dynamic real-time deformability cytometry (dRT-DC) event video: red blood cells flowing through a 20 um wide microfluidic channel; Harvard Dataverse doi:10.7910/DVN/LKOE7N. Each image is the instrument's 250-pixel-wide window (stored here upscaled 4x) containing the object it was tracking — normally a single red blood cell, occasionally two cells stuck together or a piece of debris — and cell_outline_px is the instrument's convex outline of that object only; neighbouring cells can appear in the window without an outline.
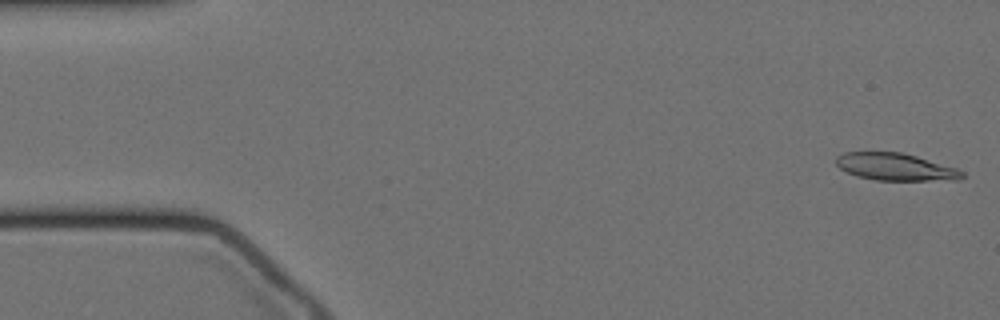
{"species": "Egyptian fruit bat (a non-hibernating species)", "species_latin": "Rousettus aegyptiacus", "temperature_condition": "cold", "stored_images_in_passage": 57, "camera_frame_rate_fps": 3000, "um_per_image_px": 0.085, "animal": {"sex": "female"}, "frame": {"image": 1, "passage_image": 1, "time_ms": 0.0, "image_size_px": [1000, 320], "cell_outline_px": [[964, 176], [960, 180], [876, 180], [856, 176], [840, 168], [836, 164], [836, 156], [844, 152], [900, 152], [916, 156], [956, 168], [964, 172]], "centroid_in_image_um": [76.11, 14.19], "position_along_channel_um": 8.9, "area_um2": 19.94}}
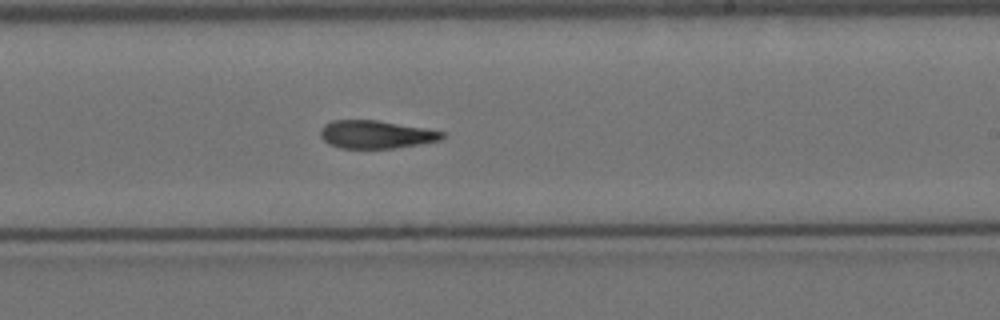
{"frame": {"image": 2, "passage_image": 33, "time_ms": 10.667, "image_size_px": [1000, 320], "cell_outline_px": [[444, 136], [440, 140], [420, 144], [392, 148], [340, 148], [328, 144], [320, 136], [320, 128], [324, 124], [332, 120], [376, 120], [424, 128], [444, 132]], "centroid_in_image_um": [31.91, 11.43], "position_along_channel_um": 257.1, "area_um2": 19.77}}
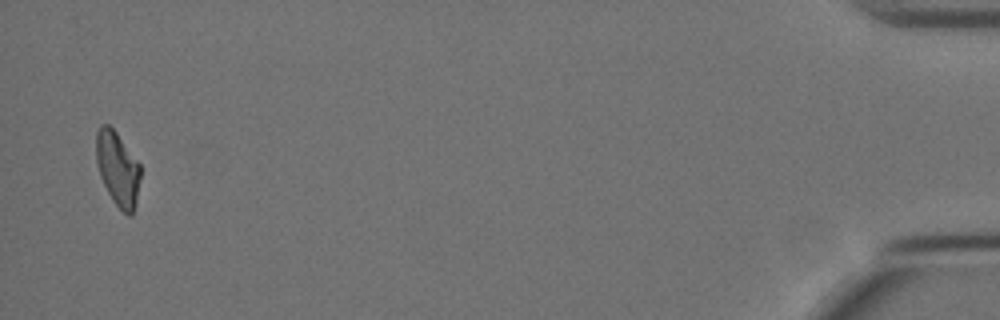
{"frame": {"image": 3, "passage_image": 56, "time_ms": 18.333, "image_size_px": [1000, 320], "cell_outline_px": [[140, 176], [136, 204], [132, 216], [128, 216], [112, 200], [100, 176], [96, 160], [96, 132], [100, 124], [108, 124], [116, 132], [140, 164]], "centroid_in_image_um": [10.0, 14.34], "position_along_channel_um": 425.2, "area_um2": 19.07}}